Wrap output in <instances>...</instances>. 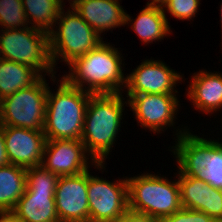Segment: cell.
Segmentation results:
<instances>
[{
  "label": "cell",
  "instance_id": "6da1fadb",
  "mask_svg": "<svg viewBox=\"0 0 222 222\" xmlns=\"http://www.w3.org/2000/svg\"><path fill=\"white\" fill-rule=\"evenodd\" d=\"M114 46L103 41L86 55L75 58L67 65L68 72L60 77L71 86L91 94L123 93L126 87V59L118 50L120 48Z\"/></svg>",
  "mask_w": 222,
  "mask_h": 222
},
{
  "label": "cell",
  "instance_id": "7a4b0ae2",
  "mask_svg": "<svg viewBox=\"0 0 222 222\" xmlns=\"http://www.w3.org/2000/svg\"><path fill=\"white\" fill-rule=\"evenodd\" d=\"M122 94H91L89 98L81 141L96 163H107L122 130L125 106L128 107Z\"/></svg>",
  "mask_w": 222,
  "mask_h": 222
},
{
  "label": "cell",
  "instance_id": "3957f363",
  "mask_svg": "<svg viewBox=\"0 0 222 222\" xmlns=\"http://www.w3.org/2000/svg\"><path fill=\"white\" fill-rule=\"evenodd\" d=\"M58 77L49 78L58 88L52 90L49 86L43 132L46 140H81L91 93L71 86L59 74Z\"/></svg>",
  "mask_w": 222,
  "mask_h": 222
},
{
  "label": "cell",
  "instance_id": "277c9868",
  "mask_svg": "<svg viewBox=\"0 0 222 222\" xmlns=\"http://www.w3.org/2000/svg\"><path fill=\"white\" fill-rule=\"evenodd\" d=\"M156 174L146 171L138 176L126 177L128 209L160 219L179 211L182 204L177 172L174 173V180L172 176L169 179L165 175Z\"/></svg>",
  "mask_w": 222,
  "mask_h": 222
},
{
  "label": "cell",
  "instance_id": "5b68a950",
  "mask_svg": "<svg viewBox=\"0 0 222 222\" xmlns=\"http://www.w3.org/2000/svg\"><path fill=\"white\" fill-rule=\"evenodd\" d=\"M63 7L49 35V49L52 65L60 62L70 64L75 58L86 55L103 41L90 25H88L73 7Z\"/></svg>",
  "mask_w": 222,
  "mask_h": 222
},
{
  "label": "cell",
  "instance_id": "8992f818",
  "mask_svg": "<svg viewBox=\"0 0 222 222\" xmlns=\"http://www.w3.org/2000/svg\"><path fill=\"white\" fill-rule=\"evenodd\" d=\"M0 58L28 65L42 76H57L50 57L48 33L30 26L0 30Z\"/></svg>",
  "mask_w": 222,
  "mask_h": 222
},
{
  "label": "cell",
  "instance_id": "52a82bcc",
  "mask_svg": "<svg viewBox=\"0 0 222 222\" xmlns=\"http://www.w3.org/2000/svg\"><path fill=\"white\" fill-rule=\"evenodd\" d=\"M47 81L42 76L34 85L0 100V124L43 131L49 89Z\"/></svg>",
  "mask_w": 222,
  "mask_h": 222
},
{
  "label": "cell",
  "instance_id": "ba28073f",
  "mask_svg": "<svg viewBox=\"0 0 222 222\" xmlns=\"http://www.w3.org/2000/svg\"><path fill=\"white\" fill-rule=\"evenodd\" d=\"M125 96L129 110L133 112V118L144 130L159 135L168 127L169 129L173 127L175 139L190 130L185 125L177 126V129L174 127L178 112L181 110L178 94H126Z\"/></svg>",
  "mask_w": 222,
  "mask_h": 222
},
{
  "label": "cell",
  "instance_id": "9c48e42d",
  "mask_svg": "<svg viewBox=\"0 0 222 222\" xmlns=\"http://www.w3.org/2000/svg\"><path fill=\"white\" fill-rule=\"evenodd\" d=\"M118 179L109 181L88 170L89 222H111L126 213L128 182L126 176Z\"/></svg>",
  "mask_w": 222,
  "mask_h": 222
},
{
  "label": "cell",
  "instance_id": "30bf717a",
  "mask_svg": "<svg viewBox=\"0 0 222 222\" xmlns=\"http://www.w3.org/2000/svg\"><path fill=\"white\" fill-rule=\"evenodd\" d=\"M184 74L177 72L162 60H143L126 75V94H178V83L185 82Z\"/></svg>",
  "mask_w": 222,
  "mask_h": 222
},
{
  "label": "cell",
  "instance_id": "8fae6325",
  "mask_svg": "<svg viewBox=\"0 0 222 222\" xmlns=\"http://www.w3.org/2000/svg\"><path fill=\"white\" fill-rule=\"evenodd\" d=\"M41 165L58 176H69L93 166L104 173L107 164L96 163L81 140H46Z\"/></svg>",
  "mask_w": 222,
  "mask_h": 222
},
{
  "label": "cell",
  "instance_id": "7c38bea8",
  "mask_svg": "<svg viewBox=\"0 0 222 222\" xmlns=\"http://www.w3.org/2000/svg\"><path fill=\"white\" fill-rule=\"evenodd\" d=\"M88 170L77 175L59 176L55 205L60 222H89Z\"/></svg>",
  "mask_w": 222,
  "mask_h": 222
},
{
  "label": "cell",
  "instance_id": "4fadbf2b",
  "mask_svg": "<svg viewBox=\"0 0 222 222\" xmlns=\"http://www.w3.org/2000/svg\"><path fill=\"white\" fill-rule=\"evenodd\" d=\"M189 130L175 139L168 147L176 160L177 170L184 176L201 177L206 175V161L212 157V138H204Z\"/></svg>",
  "mask_w": 222,
  "mask_h": 222
},
{
  "label": "cell",
  "instance_id": "5bb4252c",
  "mask_svg": "<svg viewBox=\"0 0 222 222\" xmlns=\"http://www.w3.org/2000/svg\"><path fill=\"white\" fill-rule=\"evenodd\" d=\"M4 139L11 164L26 169L42 164L46 143L43 131L4 126Z\"/></svg>",
  "mask_w": 222,
  "mask_h": 222
},
{
  "label": "cell",
  "instance_id": "9a60e30c",
  "mask_svg": "<svg viewBox=\"0 0 222 222\" xmlns=\"http://www.w3.org/2000/svg\"><path fill=\"white\" fill-rule=\"evenodd\" d=\"M176 171L182 208L204 212L222 222V189L208 184L205 178L184 176Z\"/></svg>",
  "mask_w": 222,
  "mask_h": 222
},
{
  "label": "cell",
  "instance_id": "2e32d148",
  "mask_svg": "<svg viewBox=\"0 0 222 222\" xmlns=\"http://www.w3.org/2000/svg\"><path fill=\"white\" fill-rule=\"evenodd\" d=\"M186 89L193 108L201 114L216 116L222 111V72L205 69L194 72ZM221 110V111H220ZM211 114V115H210ZM222 122V117H221Z\"/></svg>",
  "mask_w": 222,
  "mask_h": 222
},
{
  "label": "cell",
  "instance_id": "e0dca14e",
  "mask_svg": "<svg viewBox=\"0 0 222 222\" xmlns=\"http://www.w3.org/2000/svg\"><path fill=\"white\" fill-rule=\"evenodd\" d=\"M121 1L78 0L72 7L100 36H104L109 30L125 27L126 10L120 5Z\"/></svg>",
  "mask_w": 222,
  "mask_h": 222
},
{
  "label": "cell",
  "instance_id": "ac0fdd59",
  "mask_svg": "<svg viewBox=\"0 0 222 222\" xmlns=\"http://www.w3.org/2000/svg\"><path fill=\"white\" fill-rule=\"evenodd\" d=\"M168 21L162 8L145 6L135 19L126 11L125 25L131 27V30L140 38L141 44L146 46L171 35L172 30Z\"/></svg>",
  "mask_w": 222,
  "mask_h": 222
},
{
  "label": "cell",
  "instance_id": "d6986e66",
  "mask_svg": "<svg viewBox=\"0 0 222 222\" xmlns=\"http://www.w3.org/2000/svg\"><path fill=\"white\" fill-rule=\"evenodd\" d=\"M12 212L23 222H60L55 192H25Z\"/></svg>",
  "mask_w": 222,
  "mask_h": 222
},
{
  "label": "cell",
  "instance_id": "ffe728a7",
  "mask_svg": "<svg viewBox=\"0 0 222 222\" xmlns=\"http://www.w3.org/2000/svg\"><path fill=\"white\" fill-rule=\"evenodd\" d=\"M42 75L32 67L0 58V100L34 85Z\"/></svg>",
  "mask_w": 222,
  "mask_h": 222
},
{
  "label": "cell",
  "instance_id": "44dd1931",
  "mask_svg": "<svg viewBox=\"0 0 222 222\" xmlns=\"http://www.w3.org/2000/svg\"><path fill=\"white\" fill-rule=\"evenodd\" d=\"M26 186V168L13 164L0 167V212L13 211Z\"/></svg>",
  "mask_w": 222,
  "mask_h": 222
},
{
  "label": "cell",
  "instance_id": "7402d4cb",
  "mask_svg": "<svg viewBox=\"0 0 222 222\" xmlns=\"http://www.w3.org/2000/svg\"><path fill=\"white\" fill-rule=\"evenodd\" d=\"M29 26L49 33L63 6L58 0H22Z\"/></svg>",
  "mask_w": 222,
  "mask_h": 222
},
{
  "label": "cell",
  "instance_id": "603a6c76",
  "mask_svg": "<svg viewBox=\"0 0 222 222\" xmlns=\"http://www.w3.org/2000/svg\"><path fill=\"white\" fill-rule=\"evenodd\" d=\"M0 29L29 27L22 0H0Z\"/></svg>",
  "mask_w": 222,
  "mask_h": 222
},
{
  "label": "cell",
  "instance_id": "cb8c5ba5",
  "mask_svg": "<svg viewBox=\"0 0 222 222\" xmlns=\"http://www.w3.org/2000/svg\"><path fill=\"white\" fill-rule=\"evenodd\" d=\"M59 176L46 169L43 165L26 169L25 192H55Z\"/></svg>",
  "mask_w": 222,
  "mask_h": 222
},
{
  "label": "cell",
  "instance_id": "d4e9b609",
  "mask_svg": "<svg viewBox=\"0 0 222 222\" xmlns=\"http://www.w3.org/2000/svg\"><path fill=\"white\" fill-rule=\"evenodd\" d=\"M200 0H167L166 4L162 7L163 13L181 20V21H194V18L200 9Z\"/></svg>",
  "mask_w": 222,
  "mask_h": 222
},
{
  "label": "cell",
  "instance_id": "484cf974",
  "mask_svg": "<svg viewBox=\"0 0 222 222\" xmlns=\"http://www.w3.org/2000/svg\"><path fill=\"white\" fill-rule=\"evenodd\" d=\"M212 139V157L210 162L206 161L205 180L215 188L222 189V140Z\"/></svg>",
  "mask_w": 222,
  "mask_h": 222
},
{
  "label": "cell",
  "instance_id": "4316f807",
  "mask_svg": "<svg viewBox=\"0 0 222 222\" xmlns=\"http://www.w3.org/2000/svg\"><path fill=\"white\" fill-rule=\"evenodd\" d=\"M158 222H220L201 211L181 208L175 213L158 219Z\"/></svg>",
  "mask_w": 222,
  "mask_h": 222
},
{
  "label": "cell",
  "instance_id": "83f0119b",
  "mask_svg": "<svg viewBox=\"0 0 222 222\" xmlns=\"http://www.w3.org/2000/svg\"><path fill=\"white\" fill-rule=\"evenodd\" d=\"M111 222H158V219L147 214L138 213L128 209L121 218L115 219Z\"/></svg>",
  "mask_w": 222,
  "mask_h": 222
},
{
  "label": "cell",
  "instance_id": "f1b7e54d",
  "mask_svg": "<svg viewBox=\"0 0 222 222\" xmlns=\"http://www.w3.org/2000/svg\"><path fill=\"white\" fill-rule=\"evenodd\" d=\"M11 164L6 151L4 139V126L0 124V167Z\"/></svg>",
  "mask_w": 222,
  "mask_h": 222
},
{
  "label": "cell",
  "instance_id": "f546056e",
  "mask_svg": "<svg viewBox=\"0 0 222 222\" xmlns=\"http://www.w3.org/2000/svg\"><path fill=\"white\" fill-rule=\"evenodd\" d=\"M0 222H23L12 211L0 212Z\"/></svg>",
  "mask_w": 222,
  "mask_h": 222
},
{
  "label": "cell",
  "instance_id": "4dcf8cb0",
  "mask_svg": "<svg viewBox=\"0 0 222 222\" xmlns=\"http://www.w3.org/2000/svg\"><path fill=\"white\" fill-rule=\"evenodd\" d=\"M167 0H149L146 3V6H152V7H160L162 8L166 4Z\"/></svg>",
  "mask_w": 222,
  "mask_h": 222
},
{
  "label": "cell",
  "instance_id": "1f68e13d",
  "mask_svg": "<svg viewBox=\"0 0 222 222\" xmlns=\"http://www.w3.org/2000/svg\"><path fill=\"white\" fill-rule=\"evenodd\" d=\"M59 2H60V4L63 6V7H66L65 6V4H66V2H64V0H58ZM66 1V0H65ZM69 3H68V5L70 6V7H72L78 0H67Z\"/></svg>",
  "mask_w": 222,
  "mask_h": 222
},
{
  "label": "cell",
  "instance_id": "d6a6232c",
  "mask_svg": "<svg viewBox=\"0 0 222 222\" xmlns=\"http://www.w3.org/2000/svg\"><path fill=\"white\" fill-rule=\"evenodd\" d=\"M220 23H221V29H222V2H221V4H220ZM222 32V31H221ZM222 34V33H221ZM222 38V37H221ZM222 41V40H221ZM222 43V42H221ZM222 47V46H221ZM222 49V48H221Z\"/></svg>",
  "mask_w": 222,
  "mask_h": 222
}]
</instances>
